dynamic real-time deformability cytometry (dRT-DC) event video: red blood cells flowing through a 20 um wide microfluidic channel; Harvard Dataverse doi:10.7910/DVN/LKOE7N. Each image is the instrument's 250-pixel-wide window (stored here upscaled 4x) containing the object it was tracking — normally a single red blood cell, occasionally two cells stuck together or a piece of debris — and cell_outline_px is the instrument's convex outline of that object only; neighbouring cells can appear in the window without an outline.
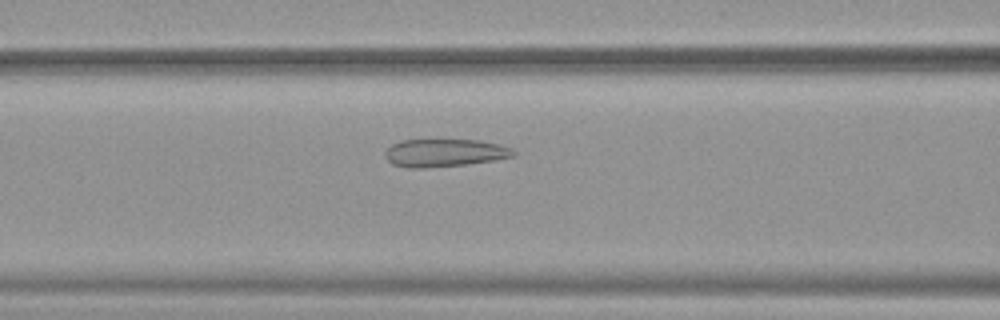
{"species": "common noctule bat (a hibernating species)", "species_latin": "Nyctalus noctula", "temperature_condition": "warm", "stored_images_in_passage": 52, "camera_frame_rate_fps": 3000, "um_per_image_px": 0.085, "animal": {"sex": "female", "body_mass_g": 19.9}, "frame": {"image": 1, "passage_image": 22, "time_ms": 7.0, "image_size_px": [1000, 320], "cell_outline_px": [[516, 156], [496, 160], [464, 164], [424, 168], [408, 168], [392, 164], [384, 156], [384, 152], [392, 144], [400, 140], [480, 140], [500, 144], [512, 148], [516, 152]], "centroid_in_image_um": [37.8, 12.99], "position_along_channel_um": 128.8, "area_um2": 20.92}}
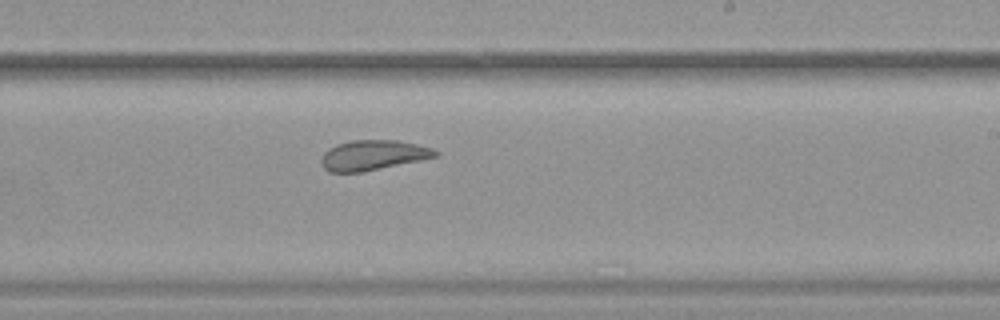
{"frame": {"image": 2, "passage_image": 32, "time_ms": 10.333, "image_size_px": [1000, 320], "cell_outline_px": [[440, 156], [364, 172], [328, 172], [320, 164], [320, 160], [324, 152], [328, 148], [336, 144], [352, 140], [396, 140], [416, 144], [432, 148], [440, 152]], "centroid_in_image_um": [31.7, 13.19], "position_along_channel_um": 257.3, "area_um2": 20.23}}
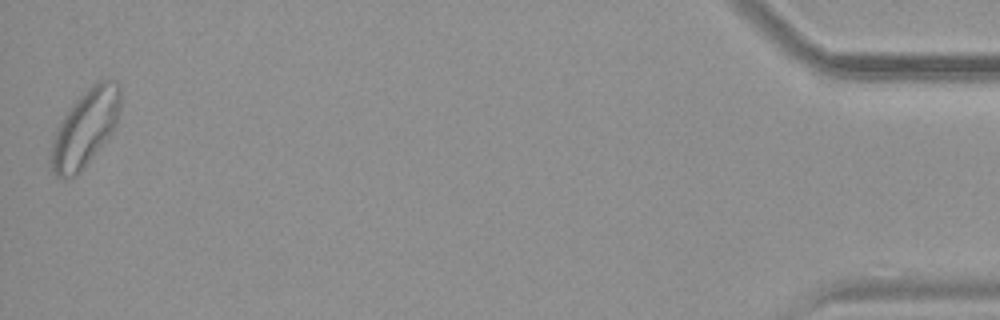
{"frame": {"image": 3, "passage_image": 52, "time_ms": 17.0, "image_size_px": [1000, 320], "cell_outline_px": [[120, 108], [116, 124], [112, 132], [80, 172], [72, 176], [56, 176], [52, 172], [52, 140], [56, 128], [68, 108], [92, 84], [104, 76], [108, 76], [116, 80], [120, 84]], "centroid_in_image_um": [7.28, 10.79], "position_along_channel_um": 427.9, "area_um2": 30.87}, "authors_computed_cell_mechanics": {"area_um2": 25.2586, "velocity_mm_per_s": 3.8783, "shape_relaxation_time_tau1_ms": null, "shape_relaxation_time_tau2_ms": 1.2811, "deformation_change_tau1": null, "deformation_change_tau2": 0.0799}}